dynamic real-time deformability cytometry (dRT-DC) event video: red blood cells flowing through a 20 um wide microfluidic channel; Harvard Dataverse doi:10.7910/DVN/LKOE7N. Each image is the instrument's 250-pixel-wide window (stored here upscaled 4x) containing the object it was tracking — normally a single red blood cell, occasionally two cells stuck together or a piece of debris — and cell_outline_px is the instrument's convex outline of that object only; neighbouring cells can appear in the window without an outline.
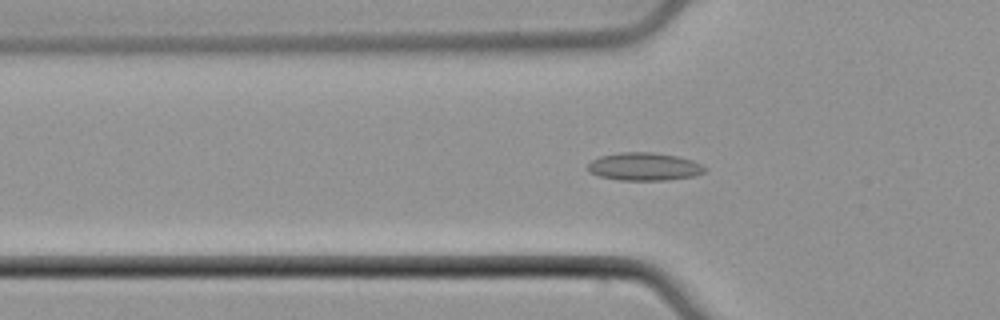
{"species": "common noctule bat (a hibernating species)", "species_latin": "Nyctalus noctula", "temperature_condition": "cold", "stored_images_in_passage": 43, "camera_frame_rate_fps": 3000, "um_per_image_px": 0.085, "animal": {"sex": "male", "body_mass_g": 21.5, "forearm_length_mm": 52.0}, "frame": {"image": 1, "passage_image": 10, "time_ms": 3.0, "image_size_px": [1000, 320], "cell_outline_px": [[708, 168], [704, 172], [692, 176], [664, 180], [620, 180], [600, 176], [588, 172], [588, 164], [592, 160], [600, 156], [624, 152], [652, 152], [676, 156], [692, 160]], "centroid_in_image_um": [54.75, 14.16], "position_along_channel_um": 71.1, "area_um2": 18.84}}
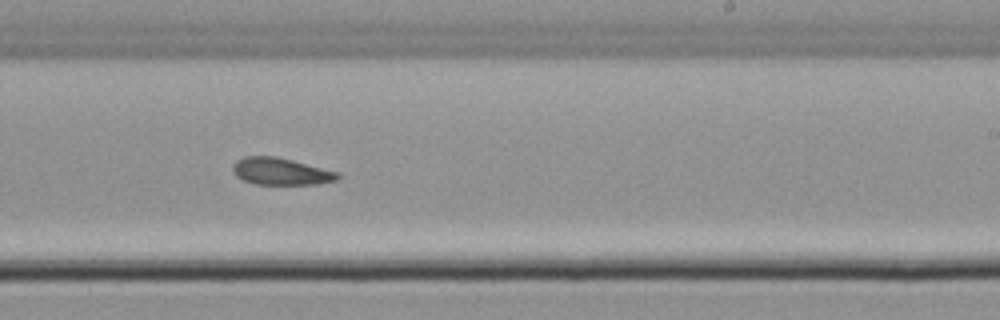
{"frame": {"image": 2, "passage_image": 24, "time_ms": 7.667, "image_size_px": [1000, 320], "cell_outline_px": [[340, 176], [336, 180], [316, 184], [256, 184], [244, 180], [236, 176], [232, 172], [232, 164], [236, 160], [244, 156], [276, 156], [340, 172]], "centroid_in_image_um": [23.85, 14.56], "position_along_channel_um": 265.2, "area_um2": 16.59}}
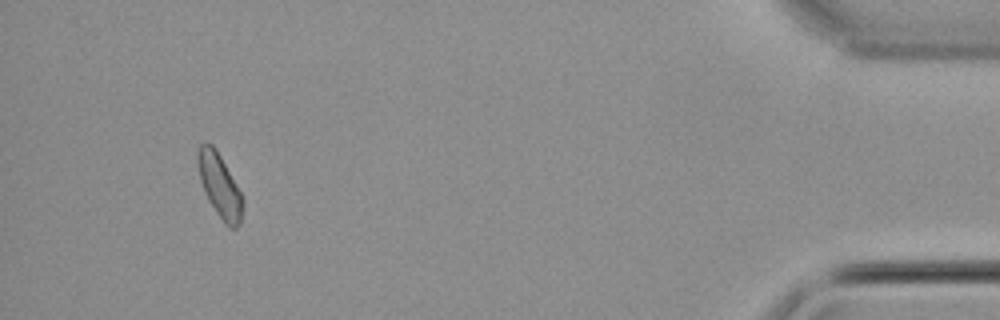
{"frame": {"image": 3, "passage_image": 40, "time_ms": 13.0, "image_size_px": [1000, 320], "cell_outline_px": [[244, 204], [240, 224], [236, 228], [228, 228], [224, 224], [208, 200], [204, 192], [200, 180], [196, 156], [196, 152], [200, 144], [212, 144], [216, 148], [240, 192], [244, 200]], "centroid_in_image_um": [18.66, 15.81], "position_along_channel_um": 416.5, "area_um2": 16.7}}